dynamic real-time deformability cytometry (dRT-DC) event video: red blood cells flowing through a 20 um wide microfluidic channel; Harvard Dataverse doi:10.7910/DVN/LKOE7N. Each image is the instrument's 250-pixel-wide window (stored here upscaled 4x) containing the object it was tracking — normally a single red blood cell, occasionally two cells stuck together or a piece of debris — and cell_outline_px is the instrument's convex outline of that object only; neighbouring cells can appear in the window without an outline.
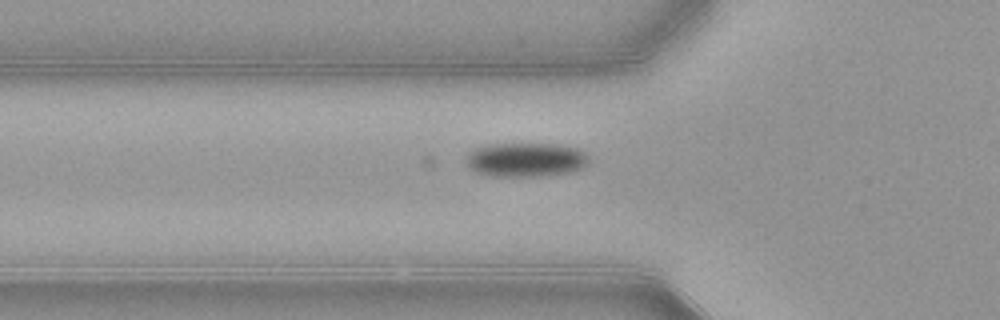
{"species": "common noctule bat (a hibernating species)", "species_latin": "Nyctalus noctula", "temperature_condition": "warm", "stored_images_in_passage": 30, "camera_frame_rate_fps": 3000, "um_per_image_px": 0.085, "animal": {"sex": "female", "body_mass_g": 21.9}, "frame": {"image": 1, "passage_image": 2, "time_ms": 0.333, "image_size_px": [1000, 320], "cell_outline_px": [[588, 164], [572, 172], [540, 176], [492, 176], [476, 172], [468, 168], [468, 156], [476, 148], [492, 144], [556, 144], [576, 148], [584, 152], [588, 156]], "centroid_in_image_um": [44.72, 13.58], "position_along_channel_um": 81.1, "area_um2": 24.16}}
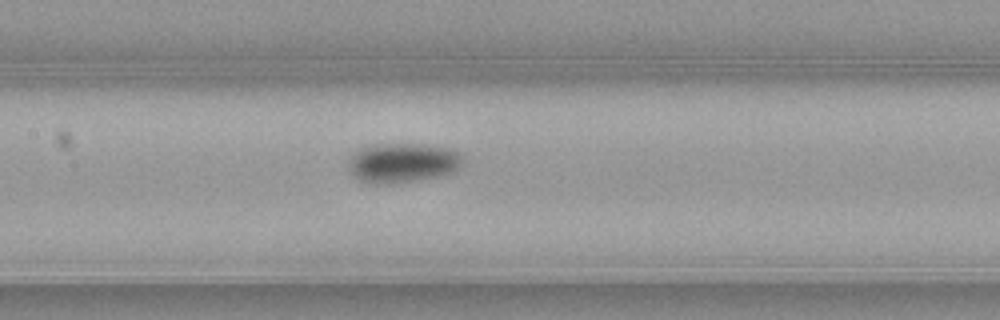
{"frame": {"image": 2, "passage_image": 9, "time_ms": 2.667, "image_size_px": [1000, 320], "cell_outline_px": [[460, 164], [456, 168], [448, 172], [436, 176], [396, 184], [372, 184], [360, 180], [352, 176], [348, 172], [348, 160], [360, 148], [372, 144], [424, 144], [452, 148], [460, 156]], "centroid_in_image_um": [34.11, 13.84], "position_along_channel_um": 173.3, "area_um2": 26.3}}
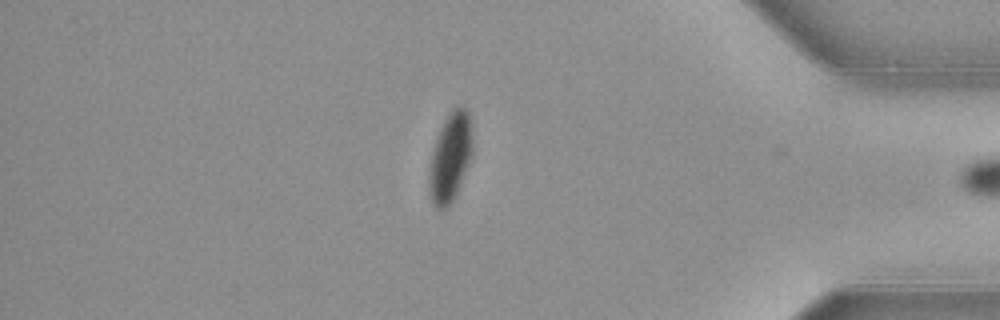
{"frame": {"image": 3, "passage_image": 29, "time_ms": 9.333, "image_size_px": [1000, 320], "cell_outline_px": [[472, 156], [456, 196], [448, 208], [440, 212], [436, 212], [428, 188], [428, 180], [432, 152], [440, 128], [444, 120], [452, 108], [456, 104], [460, 104], [468, 112], [472, 140]], "centroid_in_image_um": [38.26, 13.43], "position_along_channel_um": 396.9, "area_um2": 22.83}, "authors_computed_cell_mechanics": {"area_um2": 24.7673, "velocity_mm_per_s": 3.8828, "shape_relaxation_time_tau1_ms": 3.2187, "shape_relaxation_time_tau2_ms": 3.0658, "deformation_change_tau1": 0.1109, "deformation_change_tau2": 0.0316}}